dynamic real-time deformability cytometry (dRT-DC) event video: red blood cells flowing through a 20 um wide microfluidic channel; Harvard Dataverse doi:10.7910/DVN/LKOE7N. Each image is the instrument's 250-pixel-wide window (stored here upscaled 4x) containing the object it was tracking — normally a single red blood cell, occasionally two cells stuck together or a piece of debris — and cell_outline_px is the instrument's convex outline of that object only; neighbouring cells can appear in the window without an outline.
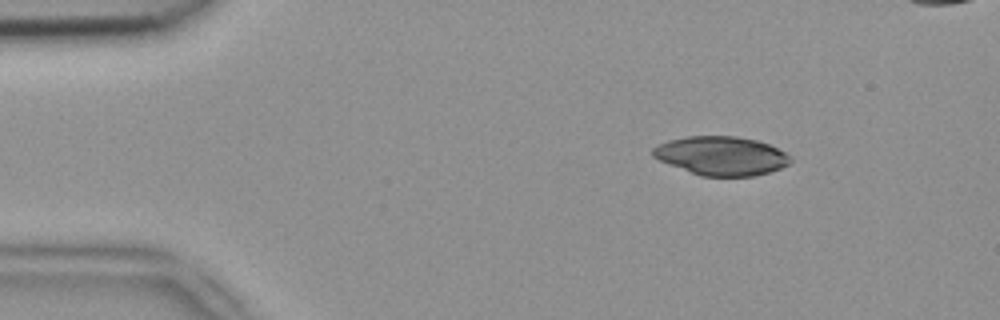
{"species": "common noctule bat (a hibernating species)", "species_latin": "Nyctalus noctula", "temperature_condition": "room temperature", "stored_images_in_passage": 46, "segment_of_instrument_passage": [1, 2], "camera_frame_rate_fps": 3000, "um_per_image_px": 0.085, "animal": {"sex": "female", "body_mass_g": 18.4}, "frame": {"image": 1, "passage_image": 1, "time_ms": 0.0, "image_size_px": [1000, 320], "cell_outline_px": [[792, 160], [788, 164], [780, 168], [768, 172], [752, 176], [700, 176], [660, 160], [652, 156], [652, 148], [656, 144], [668, 140], [684, 136], [736, 136], [756, 140], [768, 144], [792, 156]], "centroid_in_image_um": [61.29, 13.23], "position_along_channel_um": 23.7, "area_um2": 31.1}}